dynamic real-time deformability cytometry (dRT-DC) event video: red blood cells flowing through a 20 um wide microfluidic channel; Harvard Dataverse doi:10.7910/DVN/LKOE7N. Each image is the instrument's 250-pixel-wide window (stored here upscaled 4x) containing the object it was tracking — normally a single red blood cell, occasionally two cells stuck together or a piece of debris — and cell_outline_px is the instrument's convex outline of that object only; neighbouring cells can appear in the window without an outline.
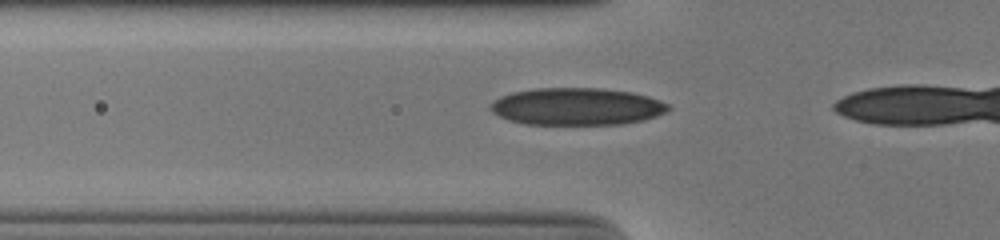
{"species": "human", "species_latin": "Homo sapiens", "temperature_condition": "cold", "stored_images_in_passage": 22, "camera_frame_rate_fps": 3000, "um_per_image_px": 0.085, "donor": {"sex": "male"}, "frame": {"image": 1, "passage_image": 13, "time_ms": 4.0, "image_size_px": [1000, 240], "cell_outline_px": [[668, 112], [644, 120], [620, 124], [524, 124], [508, 120], [492, 112], [488, 108], [488, 104], [492, 100], [500, 96], [512, 92], [536, 88], [600, 88], [632, 92], [648, 96], [660, 100], [668, 104]], "centroid_in_image_um": [48.99, 9.05], "position_along_channel_um": 76.8, "area_um2": 38.84}}
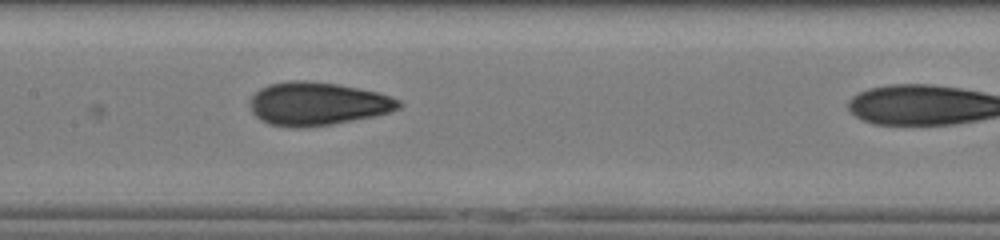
{"frame": {"image": 2, "passage_image": 21, "time_ms": 6.667, "image_size_px": [1000, 240], "cell_outline_px": [[404, 104], [400, 108], [376, 116], [332, 124], [300, 128], [288, 128], [268, 124], [260, 120], [252, 112], [248, 104], [252, 96], [260, 88], [268, 84], [292, 80], [304, 80], [336, 84], [376, 92], [400, 100]], "centroid_in_image_um": [26.94, 8.83], "position_along_channel_um": 180.5, "area_um2": 37.63}}